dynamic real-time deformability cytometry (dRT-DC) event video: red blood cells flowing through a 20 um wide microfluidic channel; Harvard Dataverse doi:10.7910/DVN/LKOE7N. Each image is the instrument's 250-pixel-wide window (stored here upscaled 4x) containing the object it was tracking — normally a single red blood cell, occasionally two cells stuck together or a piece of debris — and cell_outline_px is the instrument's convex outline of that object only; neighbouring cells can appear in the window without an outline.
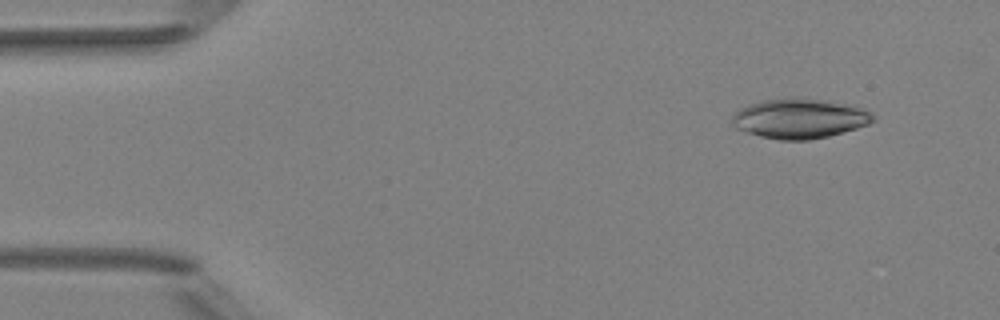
{"species": "Egyptian fruit bat (a non-hibernating species)", "species_latin": "Rousettus aegyptiacus", "temperature_condition": "room temperature", "stored_images_in_passage": 4, "camera_frame_rate_fps": 3000, "um_per_image_px": 0.085, "animal": {"sex": "female"}, "frame": {"image": 1, "passage_image": 1, "time_ms": 0.0, "image_size_px": [1000, 320], "cell_outline_px": [[876, 120], [868, 124], [856, 128], [828, 136], [808, 140], [780, 140], [760, 136], [736, 128], [732, 124], [732, 116], [740, 108], [748, 104], [764, 100], [792, 96], [856, 104], [872, 112]], "centroid_in_image_um": [68.01, 10.04], "position_along_channel_um": 17.0, "area_um2": 33.12}}
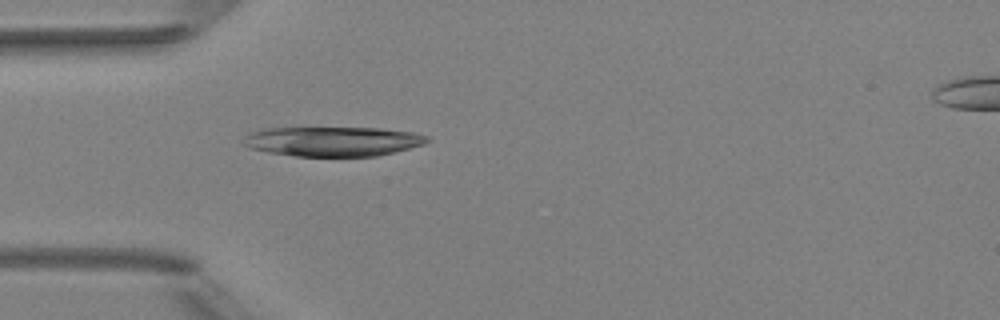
{"frame": {"image": 2, "passage_image": 4, "time_ms": 3.333, "image_size_px": [1000, 320], "cell_outline_px": [[432, 140], [424, 144], [376, 156], [296, 156], [268, 152], [252, 148], [244, 144], [244, 136], [248, 132], [260, 128], [380, 128], [412, 132], [428, 136]], "centroid_in_image_um": [28.27, 12.01], "position_along_channel_um": 56.7, "area_um2": 31.67}}